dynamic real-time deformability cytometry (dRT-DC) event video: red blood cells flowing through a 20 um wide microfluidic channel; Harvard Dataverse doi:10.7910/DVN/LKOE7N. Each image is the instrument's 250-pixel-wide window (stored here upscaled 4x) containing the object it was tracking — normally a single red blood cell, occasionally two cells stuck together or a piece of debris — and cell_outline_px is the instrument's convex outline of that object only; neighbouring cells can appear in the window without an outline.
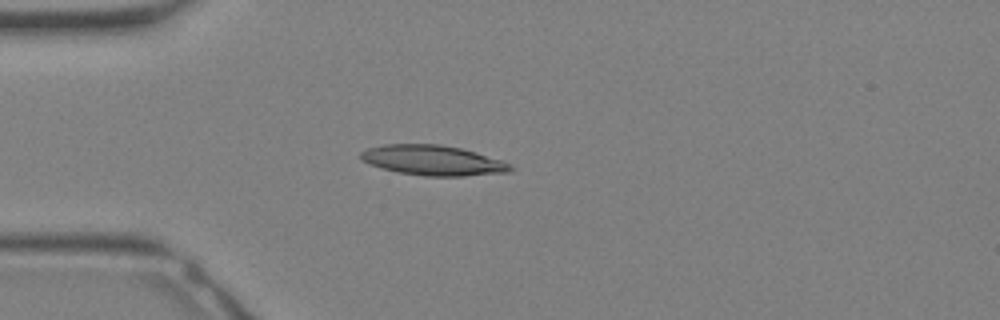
{"species": "Egyptian fruit bat (a non-hibernating species)", "species_latin": "Rousettus aegyptiacus", "temperature_condition": "warm", "stored_images_in_passage": 10, "camera_frame_rate_fps": 3000, "um_per_image_px": 0.085, "animal": {"sex": "female"}, "frame": {"image": 1, "passage_image": 1, "time_ms": 0.0, "image_size_px": [1000, 320], "cell_outline_px": [[516, 168], [512, 172], [464, 176], [424, 176], [396, 172], [380, 168], [360, 160], [360, 152], [368, 148], [384, 144], [440, 144], [460, 148], [476, 152], [504, 160]], "centroid_in_image_um": [36.83, 13.63], "position_along_channel_um": 48.2, "area_um2": 26.65}}
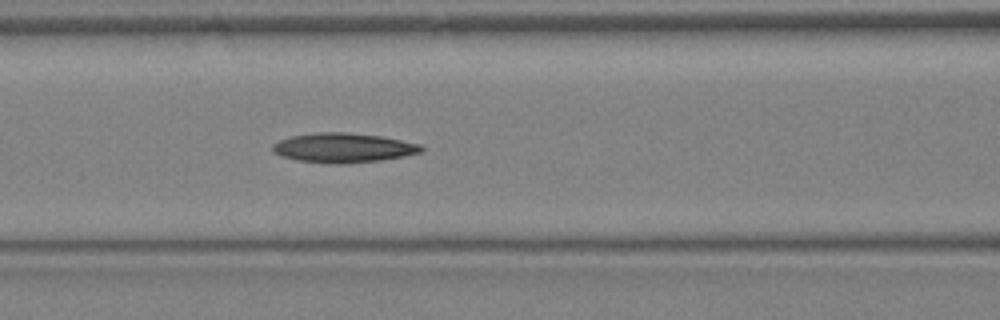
{"frame": {"image": 2, "passage_image": 6, "time_ms": 1.667, "image_size_px": [1000, 320], "cell_outline_px": [[424, 148], [420, 152], [404, 156], [380, 160], [340, 164], [296, 160], [280, 156], [272, 148], [272, 144], [288, 136], [320, 132], [348, 132], [380, 136], [420, 144]], "centroid_in_image_um": [29.15, 12.55], "position_along_channel_um": 137.4, "area_um2": 25.37}}
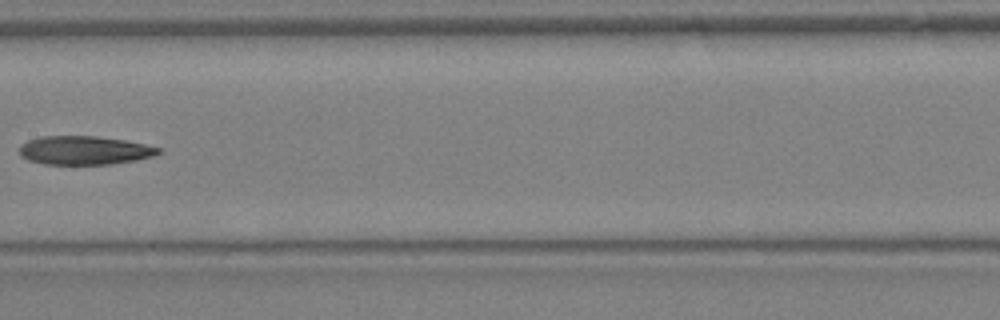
{"frame": {"image": 3, "passage_image": 9, "time_ms": 2.667, "image_size_px": [1000, 320], "cell_outline_px": [[160, 152], [152, 156], [136, 160], [112, 164], [44, 164], [28, 160], [20, 156], [20, 144], [28, 140], [40, 136], [96, 136], [124, 140], [144, 144], [160, 148]], "centroid_in_image_um": [7.13, 12.78], "position_along_channel_um": 200.3, "area_um2": 23.18}}